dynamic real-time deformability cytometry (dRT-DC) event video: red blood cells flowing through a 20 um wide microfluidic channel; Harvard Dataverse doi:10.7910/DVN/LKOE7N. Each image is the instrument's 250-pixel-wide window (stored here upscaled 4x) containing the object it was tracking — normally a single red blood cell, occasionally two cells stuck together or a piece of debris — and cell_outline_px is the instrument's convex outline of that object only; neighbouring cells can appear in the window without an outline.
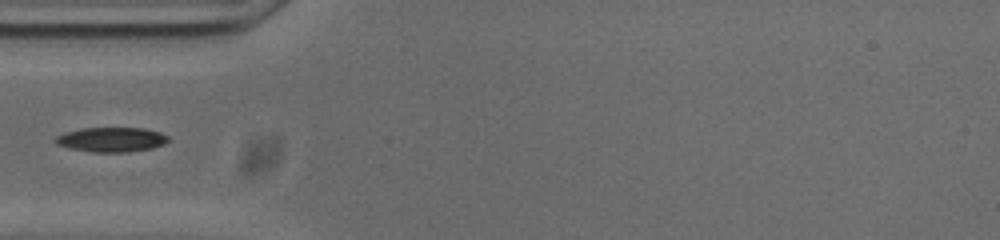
{"species": "common noctule bat (a hibernating species)", "species_latin": "Nyctalus noctula", "temperature_condition": "cold", "stored_images_in_passage": 38, "camera_frame_rate_fps": 3000, "um_per_image_px": 0.085, "animal": {"sex": "male", "body_mass_g": 20.0, "forearm_length_mm": 53.3}, "frame": {"image": 1, "passage_image": 1, "time_ms": 0.0, "image_size_px": [1000, 240], "cell_outline_px": [[168, 140], [164, 144], [152, 148], [128, 152], [92, 152], [68, 148], [56, 144], [56, 136], [64, 132], [80, 128], [144, 128], [160, 132], [168, 136]], "centroid_in_image_um": [9.46, 11.86], "position_along_channel_um": 75.5, "area_um2": 16.24}}
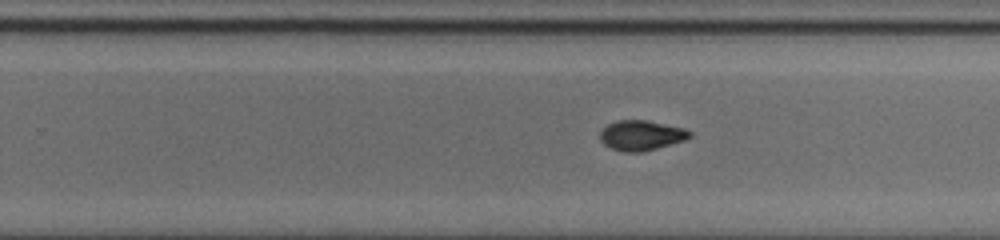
{"frame": {"image": 2, "passage_image": 17, "time_ms": 5.333, "image_size_px": [1000, 240], "cell_outline_px": [[692, 136], [684, 140], [644, 152], [624, 152], [612, 148], [604, 144], [600, 140], [600, 132], [608, 124], [616, 120], [644, 120], [684, 128], [692, 132]], "centroid_in_image_um": [54.5, 11.51], "position_along_channel_um": 275.3, "area_um2": 15.61}}
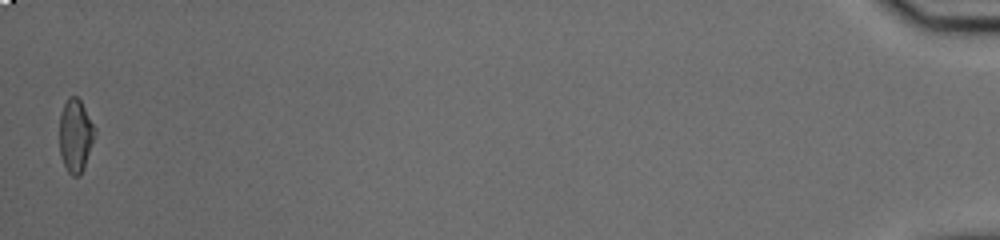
{"frame": {"image": 3, "passage_image": 38, "time_ms": 12.333, "image_size_px": [1000, 240], "cell_outline_px": [[96, 132], [80, 176], [72, 176], [68, 172], [60, 156], [60, 112], [68, 96], [76, 96], [80, 100], [96, 128]], "centroid_in_image_um": [6.41, 11.5], "position_along_channel_um": 428.8, "area_um2": 14.91}}